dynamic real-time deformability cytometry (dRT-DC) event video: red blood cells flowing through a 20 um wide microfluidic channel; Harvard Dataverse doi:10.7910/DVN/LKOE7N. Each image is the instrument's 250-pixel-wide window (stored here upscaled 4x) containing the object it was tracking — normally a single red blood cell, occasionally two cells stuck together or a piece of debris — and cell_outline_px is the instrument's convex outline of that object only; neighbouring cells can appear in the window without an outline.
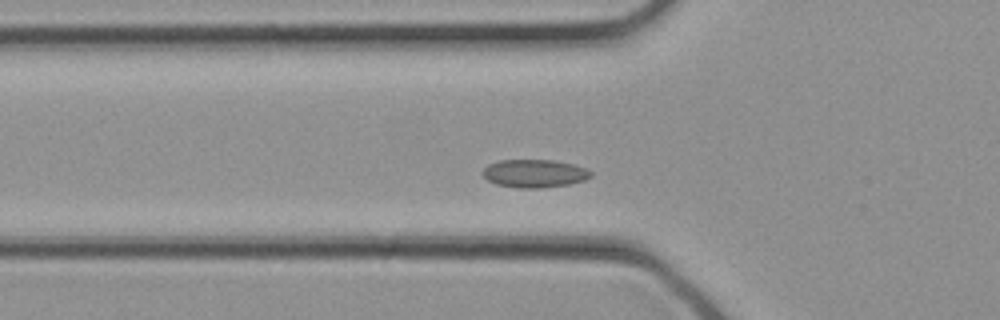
{"species": "common noctule bat (a hibernating species)", "species_latin": "Nyctalus noctula", "temperature_condition": "cold", "stored_images_in_passage": 25, "camera_frame_rate_fps": 3000, "um_per_image_px": 0.085, "animal": {"sex": "female", "body_mass_g": 21.9}, "frame": {"image": 1, "passage_image": 2, "time_ms": 0.333, "image_size_px": [1000, 320], "cell_outline_px": [[592, 176], [584, 180], [568, 184], [540, 188], [520, 188], [496, 184], [488, 180], [480, 172], [488, 164], [500, 160], [552, 160], [572, 164], [584, 168], [592, 172]], "centroid_in_image_um": [45.4, 14.74], "position_along_channel_um": 80.4, "area_um2": 17.57}}
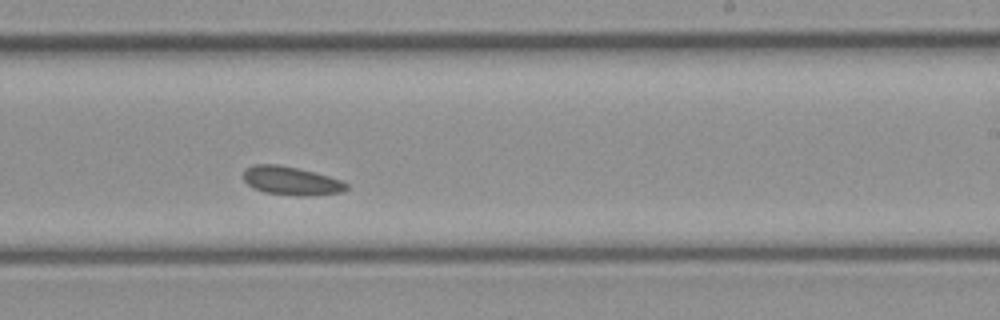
{"frame": {"image": 2, "passage_image": 11, "time_ms": 3.333, "image_size_px": [1000, 320], "cell_outline_px": [[348, 188], [340, 192], [308, 196], [296, 196], [264, 192], [252, 188], [244, 180], [244, 172], [252, 164], [276, 164], [296, 168], [328, 176], [340, 180], [348, 184]], "centroid_in_image_um": [24.73, 15.38], "position_along_channel_um": 264.3, "area_um2": 16.94}}
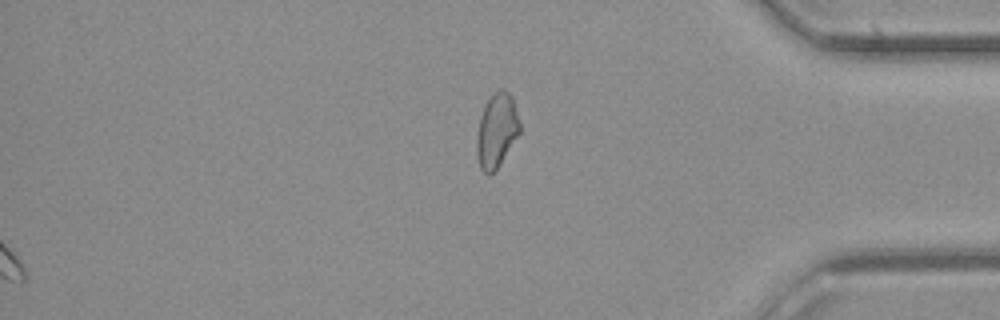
{"frame": {"image": 3, "passage_image": 25, "time_ms": 8.0, "image_size_px": [1000, 320], "cell_outline_px": [[520, 132], [496, 168], [488, 176], [480, 168], [476, 152], [476, 136], [480, 116], [488, 100], [500, 88], [504, 88], [512, 96], [520, 124]], "centroid_in_image_um": [42.2, 11.08], "position_along_channel_um": 393.0, "area_um2": 18.26}}